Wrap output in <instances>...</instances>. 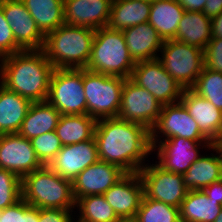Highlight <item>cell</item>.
Listing matches in <instances>:
<instances>
[{"mask_svg": "<svg viewBox=\"0 0 222 222\" xmlns=\"http://www.w3.org/2000/svg\"><path fill=\"white\" fill-rule=\"evenodd\" d=\"M204 67L222 73V38H212L204 49Z\"/></svg>", "mask_w": 222, "mask_h": 222, "instance_id": "obj_38", "label": "cell"}, {"mask_svg": "<svg viewBox=\"0 0 222 222\" xmlns=\"http://www.w3.org/2000/svg\"><path fill=\"white\" fill-rule=\"evenodd\" d=\"M143 195L139 173H126L103 194L119 218H135Z\"/></svg>", "mask_w": 222, "mask_h": 222, "instance_id": "obj_18", "label": "cell"}, {"mask_svg": "<svg viewBox=\"0 0 222 222\" xmlns=\"http://www.w3.org/2000/svg\"><path fill=\"white\" fill-rule=\"evenodd\" d=\"M46 36L64 24V0H21Z\"/></svg>", "mask_w": 222, "mask_h": 222, "instance_id": "obj_30", "label": "cell"}, {"mask_svg": "<svg viewBox=\"0 0 222 222\" xmlns=\"http://www.w3.org/2000/svg\"><path fill=\"white\" fill-rule=\"evenodd\" d=\"M5 20L12 29L16 45L22 50H42L45 36L21 0H0Z\"/></svg>", "mask_w": 222, "mask_h": 222, "instance_id": "obj_14", "label": "cell"}, {"mask_svg": "<svg viewBox=\"0 0 222 222\" xmlns=\"http://www.w3.org/2000/svg\"><path fill=\"white\" fill-rule=\"evenodd\" d=\"M221 179V160L219 155L215 154L201 155L183 174L184 184L189 191L203 190L208 185Z\"/></svg>", "mask_w": 222, "mask_h": 222, "instance_id": "obj_28", "label": "cell"}, {"mask_svg": "<svg viewBox=\"0 0 222 222\" xmlns=\"http://www.w3.org/2000/svg\"><path fill=\"white\" fill-rule=\"evenodd\" d=\"M214 143L222 144V128H221V131H220V134H219V138Z\"/></svg>", "mask_w": 222, "mask_h": 222, "instance_id": "obj_46", "label": "cell"}, {"mask_svg": "<svg viewBox=\"0 0 222 222\" xmlns=\"http://www.w3.org/2000/svg\"><path fill=\"white\" fill-rule=\"evenodd\" d=\"M31 104L0 83V135L18 133Z\"/></svg>", "mask_w": 222, "mask_h": 222, "instance_id": "obj_22", "label": "cell"}, {"mask_svg": "<svg viewBox=\"0 0 222 222\" xmlns=\"http://www.w3.org/2000/svg\"><path fill=\"white\" fill-rule=\"evenodd\" d=\"M116 222H137L135 218H119Z\"/></svg>", "mask_w": 222, "mask_h": 222, "instance_id": "obj_45", "label": "cell"}, {"mask_svg": "<svg viewBox=\"0 0 222 222\" xmlns=\"http://www.w3.org/2000/svg\"><path fill=\"white\" fill-rule=\"evenodd\" d=\"M0 222H39V208L21 198L15 204L0 210Z\"/></svg>", "mask_w": 222, "mask_h": 222, "instance_id": "obj_36", "label": "cell"}, {"mask_svg": "<svg viewBox=\"0 0 222 222\" xmlns=\"http://www.w3.org/2000/svg\"><path fill=\"white\" fill-rule=\"evenodd\" d=\"M209 149L216 152V154H219L220 160H221V168H222V144L213 143Z\"/></svg>", "mask_w": 222, "mask_h": 222, "instance_id": "obj_44", "label": "cell"}, {"mask_svg": "<svg viewBox=\"0 0 222 222\" xmlns=\"http://www.w3.org/2000/svg\"><path fill=\"white\" fill-rule=\"evenodd\" d=\"M202 144V145H201ZM213 143L211 141H193L182 137H172L158 141L152 146V151L157 150L156 161L164 170L185 174L193 162H195L201 154L198 149L209 147Z\"/></svg>", "mask_w": 222, "mask_h": 222, "instance_id": "obj_13", "label": "cell"}, {"mask_svg": "<svg viewBox=\"0 0 222 222\" xmlns=\"http://www.w3.org/2000/svg\"><path fill=\"white\" fill-rule=\"evenodd\" d=\"M95 31L62 24L45 36L42 50L55 69H84L91 55Z\"/></svg>", "mask_w": 222, "mask_h": 222, "instance_id": "obj_3", "label": "cell"}, {"mask_svg": "<svg viewBox=\"0 0 222 222\" xmlns=\"http://www.w3.org/2000/svg\"><path fill=\"white\" fill-rule=\"evenodd\" d=\"M96 122L88 114L61 115L55 132L63 146L76 144L94 137Z\"/></svg>", "mask_w": 222, "mask_h": 222, "instance_id": "obj_29", "label": "cell"}, {"mask_svg": "<svg viewBox=\"0 0 222 222\" xmlns=\"http://www.w3.org/2000/svg\"><path fill=\"white\" fill-rule=\"evenodd\" d=\"M185 11L203 12L206 0H176Z\"/></svg>", "mask_w": 222, "mask_h": 222, "instance_id": "obj_42", "label": "cell"}, {"mask_svg": "<svg viewBox=\"0 0 222 222\" xmlns=\"http://www.w3.org/2000/svg\"><path fill=\"white\" fill-rule=\"evenodd\" d=\"M22 179L12 171L0 168V210L22 198Z\"/></svg>", "mask_w": 222, "mask_h": 222, "instance_id": "obj_34", "label": "cell"}, {"mask_svg": "<svg viewBox=\"0 0 222 222\" xmlns=\"http://www.w3.org/2000/svg\"><path fill=\"white\" fill-rule=\"evenodd\" d=\"M174 39L204 50L212 39L211 19L203 12L185 11Z\"/></svg>", "mask_w": 222, "mask_h": 222, "instance_id": "obj_26", "label": "cell"}, {"mask_svg": "<svg viewBox=\"0 0 222 222\" xmlns=\"http://www.w3.org/2000/svg\"><path fill=\"white\" fill-rule=\"evenodd\" d=\"M151 2L144 0H114L111 5L108 27L124 30L148 22Z\"/></svg>", "mask_w": 222, "mask_h": 222, "instance_id": "obj_25", "label": "cell"}, {"mask_svg": "<svg viewBox=\"0 0 222 222\" xmlns=\"http://www.w3.org/2000/svg\"><path fill=\"white\" fill-rule=\"evenodd\" d=\"M54 67L43 50H24L3 57L0 83L32 103L46 101Z\"/></svg>", "mask_w": 222, "mask_h": 222, "instance_id": "obj_2", "label": "cell"}, {"mask_svg": "<svg viewBox=\"0 0 222 222\" xmlns=\"http://www.w3.org/2000/svg\"><path fill=\"white\" fill-rule=\"evenodd\" d=\"M75 207L79 210L75 222H116L119 219L103 195L81 197Z\"/></svg>", "mask_w": 222, "mask_h": 222, "instance_id": "obj_31", "label": "cell"}, {"mask_svg": "<svg viewBox=\"0 0 222 222\" xmlns=\"http://www.w3.org/2000/svg\"><path fill=\"white\" fill-rule=\"evenodd\" d=\"M214 222H222V209H221L220 214L216 217Z\"/></svg>", "mask_w": 222, "mask_h": 222, "instance_id": "obj_47", "label": "cell"}, {"mask_svg": "<svg viewBox=\"0 0 222 222\" xmlns=\"http://www.w3.org/2000/svg\"><path fill=\"white\" fill-rule=\"evenodd\" d=\"M222 12V0H206L203 13L210 19Z\"/></svg>", "mask_w": 222, "mask_h": 222, "instance_id": "obj_41", "label": "cell"}, {"mask_svg": "<svg viewBox=\"0 0 222 222\" xmlns=\"http://www.w3.org/2000/svg\"><path fill=\"white\" fill-rule=\"evenodd\" d=\"M42 166L31 140L18 133L0 135V168L12 171L22 179Z\"/></svg>", "mask_w": 222, "mask_h": 222, "instance_id": "obj_15", "label": "cell"}, {"mask_svg": "<svg viewBox=\"0 0 222 222\" xmlns=\"http://www.w3.org/2000/svg\"><path fill=\"white\" fill-rule=\"evenodd\" d=\"M135 64L122 30L106 26L95 31L87 70L128 79Z\"/></svg>", "mask_w": 222, "mask_h": 222, "instance_id": "obj_5", "label": "cell"}, {"mask_svg": "<svg viewBox=\"0 0 222 222\" xmlns=\"http://www.w3.org/2000/svg\"><path fill=\"white\" fill-rule=\"evenodd\" d=\"M172 137H182L193 141H210L200 131L197 122L181 101L163 105L157 122L150 130L151 146L159 140L161 141V138L164 140Z\"/></svg>", "mask_w": 222, "mask_h": 222, "instance_id": "obj_11", "label": "cell"}, {"mask_svg": "<svg viewBox=\"0 0 222 222\" xmlns=\"http://www.w3.org/2000/svg\"><path fill=\"white\" fill-rule=\"evenodd\" d=\"M138 173L147 198L180 208L189 191L184 184L182 174L166 171L157 163L152 165L146 163Z\"/></svg>", "mask_w": 222, "mask_h": 222, "instance_id": "obj_10", "label": "cell"}, {"mask_svg": "<svg viewBox=\"0 0 222 222\" xmlns=\"http://www.w3.org/2000/svg\"><path fill=\"white\" fill-rule=\"evenodd\" d=\"M158 54L167 73L181 87L191 89L204 68V50L171 39L163 42Z\"/></svg>", "mask_w": 222, "mask_h": 222, "instance_id": "obj_7", "label": "cell"}, {"mask_svg": "<svg viewBox=\"0 0 222 222\" xmlns=\"http://www.w3.org/2000/svg\"><path fill=\"white\" fill-rule=\"evenodd\" d=\"M191 89L222 110V73L204 67Z\"/></svg>", "mask_w": 222, "mask_h": 222, "instance_id": "obj_33", "label": "cell"}, {"mask_svg": "<svg viewBox=\"0 0 222 222\" xmlns=\"http://www.w3.org/2000/svg\"><path fill=\"white\" fill-rule=\"evenodd\" d=\"M22 51L15 42V38L10 25L5 20L3 9L0 7V57Z\"/></svg>", "mask_w": 222, "mask_h": 222, "instance_id": "obj_37", "label": "cell"}, {"mask_svg": "<svg viewBox=\"0 0 222 222\" xmlns=\"http://www.w3.org/2000/svg\"><path fill=\"white\" fill-rule=\"evenodd\" d=\"M184 12V8L176 0H154L151 3L148 23L163 41L171 40L176 37Z\"/></svg>", "mask_w": 222, "mask_h": 222, "instance_id": "obj_24", "label": "cell"}, {"mask_svg": "<svg viewBox=\"0 0 222 222\" xmlns=\"http://www.w3.org/2000/svg\"><path fill=\"white\" fill-rule=\"evenodd\" d=\"M180 101L197 122L200 131L214 143L222 128V110L192 89H184Z\"/></svg>", "mask_w": 222, "mask_h": 222, "instance_id": "obj_20", "label": "cell"}, {"mask_svg": "<svg viewBox=\"0 0 222 222\" xmlns=\"http://www.w3.org/2000/svg\"><path fill=\"white\" fill-rule=\"evenodd\" d=\"M125 174L119 166L99 160L80 172L72 181L75 201L84 196L103 195Z\"/></svg>", "mask_w": 222, "mask_h": 222, "instance_id": "obj_17", "label": "cell"}, {"mask_svg": "<svg viewBox=\"0 0 222 222\" xmlns=\"http://www.w3.org/2000/svg\"><path fill=\"white\" fill-rule=\"evenodd\" d=\"M31 143L42 165L48 166L63 147L55 131L33 137Z\"/></svg>", "mask_w": 222, "mask_h": 222, "instance_id": "obj_35", "label": "cell"}, {"mask_svg": "<svg viewBox=\"0 0 222 222\" xmlns=\"http://www.w3.org/2000/svg\"><path fill=\"white\" fill-rule=\"evenodd\" d=\"M73 210L55 208L39 209V222H74L75 219L72 216Z\"/></svg>", "mask_w": 222, "mask_h": 222, "instance_id": "obj_39", "label": "cell"}, {"mask_svg": "<svg viewBox=\"0 0 222 222\" xmlns=\"http://www.w3.org/2000/svg\"><path fill=\"white\" fill-rule=\"evenodd\" d=\"M131 58L135 63L158 59L163 39L158 32L148 23L122 30Z\"/></svg>", "mask_w": 222, "mask_h": 222, "instance_id": "obj_21", "label": "cell"}, {"mask_svg": "<svg viewBox=\"0 0 222 222\" xmlns=\"http://www.w3.org/2000/svg\"><path fill=\"white\" fill-rule=\"evenodd\" d=\"M114 0H64V24L92 29L106 27Z\"/></svg>", "mask_w": 222, "mask_h": 222, "instance_id": "obj_19", "label": "cell"}, {"mask_svg": "<svg viewBox=\"0 0 222 222\" xmlns=\"http://www.w3.org/2000/svg\"><path fill=\"white\" fill-rule=\"evenodd\" d=\"M22 198L39 209H74L72 181L62 178L49 166L25 175L21 184Z\"/></svg>", "mask_w": 222, "mask_h": 222, "instance_id": "obj_4", "label": "cell"}, {"mask_svg": "<svg viewBox=\"0 0 222 222\" xmlns=\"http://www.w3.org/2000/svg\"><path fill=\"white\" fill-rule=\"evenodd\" d=\"M163 105L145 88L125 79L118 118L144 125L151 130L157 122Z\"/></svg>", "mask_w": 222, "mask_h": 222, "instance_id": "obj_12", "label": "cell"}, {"mask_svg": "<svg viewBox=\"0 0 222 222\" xmlns=\"http://www.w3.org/2000/svg\"><path fill=\"white\" fill-rule=\"evenodd\" d=\"M129 79L147 89L162 105L179 102L184 91L158 59L137 62Z\"/></svg>", "mask_w": 222, "mask_h": 222, "instance_id": "obj_9", "label": "cell"}, {"mask_svg": "<svg viewBox=\"0 0 222 222\" xmlns=\"http://www.w3.org/2000/svg\"><path fill=\"white\" fill-rule=\"evenodd\" d=\"M203 191L209 198L218 201L220 205H222V179L208 185L203 189Z\"/></svg>", "mask_w": 222, "mask_h": 222, "instance_id": "obj_40", "label": "cell"}, {"mask_svg": "<svg viewBox=\"0 0 222 222\" xmlns=\"http://www.w3.org/2000/svg\"><path fill=\"white\" fill-rule=\"evenodd\" d=\"M222 205L203 190L188 191L180 206L181 222H214Z\"/></svg>", "mask_w": 222, "mask_h": 222, "instance_id": "obj_27", "label": "cell"}, {"mask_svg": "<svg viewBox=\"0 0 222 222\" xmlns=\"http://www.w3.org/2000/svg\"><path fill=\"white\" fill-rule=\"evenodd\" d=\"M211 37L222 38V12L211 18Z\"/></svg>", "mask_w": 222, "mask_h": 222, "instance_id": "obj_43", "label": "cell"}, {"mask_svg": "<svg viewBox=\"0 0 222 222\" xmlns=\"http://www.w3.org/2000/svg\"><path fill=\"white\" fill-rule=\"evenodd\" d=\"M60 116V112L47 100L32 103L18 134L31 140L33 137L55 131Z\"/></svg>", "mask_w": 222, "mask_h": 222, "instance_id": "obj_23", "label": "cell"}, {"mask_svg": "<svg viewBox=\"0 0 222 222\" xmlns=\"http://www.w3.org/2000/svg\"><path fill=\"white\" fill-rule=\"evenodd\" d=\"M135 219L137 222H181L180 208L143 195Z\"/></svg>", "mask_w": 222, "mask_h": 222, "instance_id": "obj_32", "label": "cell"}, {"mask_svg": "<svg viewBox=\"0 0 222 222\" xmlns=\"http://www.w3.org/2000/svg\"><path fill=\"white\" fill-rule=\"evenodd\" d=\"M47 101L61 115L87 114L83 69H54Z\"/></svg>", "mask_w": 222, "mask_h": 222, "instance_id": "obj_8", "label": "cell"}, {"mask_svg": "<svg viewBox=\"0 0 222 222\" xmlns=\"http://www.w3.org/2000/svg\"><path fill=\"white\" fill-rule=\"evenodd\" d=\"M125 78L83 69L87 114L96 120L117 117Z\"/></svg>", "mask_w": 222, "mask_h": 222, "instance_id": "obj_6", "label": "cell"}, {"mask_svg": "<svg viewBox=\"0 0 222 222\" xmlns=\"http://www.w3.org/2000/svg\"><path fill=\"white\" fill-rule=\"evenodd\" d=\"M94 138L99 160L115 164L126 173H138L153 152L150 130L118 117L98 119Z\"/></svg>", "mask_w": 222, "mask_h": 222, "instance_id": "obj_1", "label": "cell"}, {"mask_svg": "<svg viewBox=\"0 0 222 222\" xmlns=\"http://www.w3.org/2000/svg\"><path fill=\"white\" fill-rule=\"evenodd\" d=\"M99 161L95 138L61 148L48 165L62 178L73 181L87 167Z\"/></svg>", "mask_w": 222, "mask_h": 222, "instance_id": "obj_16", "label": "cell"}, {"mask_svg": "<svg viewBox=\"0 0 222 222\" xmlns=\"http://www.w3.org/2000/svg\"><path fill=\"white\" fill-rule=\"evenodd\" d=\"M144 1H148V2H151V3H152L154 0H144Z\"/></svg>", "mask_w": 222, "mask_h": 222, "instance_id": "obj_48", "label": "cell"}]
</instances>
